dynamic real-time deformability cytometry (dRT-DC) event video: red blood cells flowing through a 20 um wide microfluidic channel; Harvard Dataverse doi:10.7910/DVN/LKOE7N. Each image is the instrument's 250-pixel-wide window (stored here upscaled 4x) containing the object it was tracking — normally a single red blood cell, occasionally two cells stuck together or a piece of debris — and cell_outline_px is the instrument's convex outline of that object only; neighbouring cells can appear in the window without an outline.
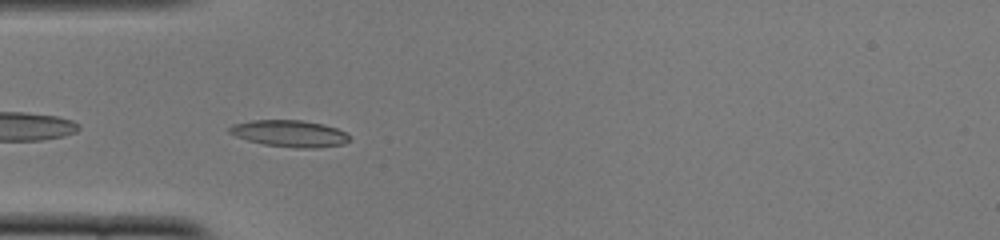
{"species": "common noctule bat (a hibernating species)", "species_latin": "Nyctalus noctula", "temperature_condition": "cold", "stored_images_in_passage": 38, "camera_frame_rate_fps": 3000, "um_per_image_px": 0.085, "animal": {"sex": "female", "body_mass_g": 22.0, "forearm_length_mm": 56.7}, "frame": {"image": 1, "passage_image": 2, "time_ms": 0.333, "image_size_px": [1000, 240], "cell_outline_px": [[348, 140], [344, 144], [316, 148], [296, 148], [264, 144], [248, 140], [236, 136], [228, 132], [228, 128], [232, 124], [252, 120], [300, 120], [324, 124], [336, 128], [344, 132], [348, 136]], "centroid_in_image_um": [24.59, 11.34], "position_along_channel_um": 60.4, "area_um2": 18.55}}
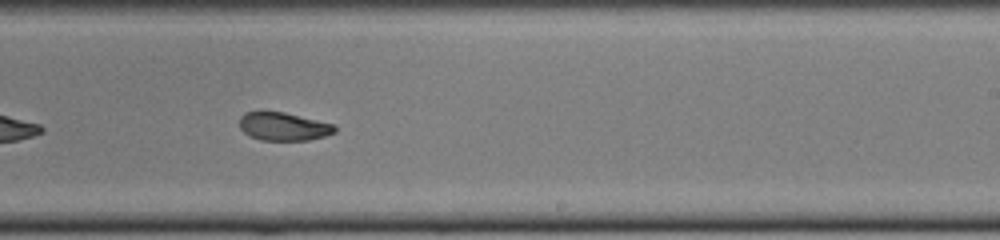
{"frame": {"image": 2, "passage_image": 18, "time_ms": 5.667, "image_size_px": [1000, 240], "cell_outline_px": [[336, 132], [324, 136], [308, 140], [260, 140], [248, 136], [240, 128], [240, 116], [244, 112], [260, 108], [284, 112], [336, 124]], "centroid_in_image_um": [24.04, 10.71], "position_along_channel_um": 265.0, "area_um2": 16.3}}
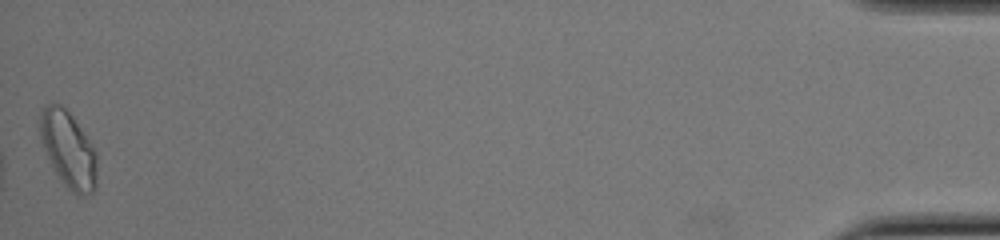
{"frame": {"image": 3, "passage_image": 38, "time_ms": 12.333, "image_size_px": [1000, 240], "cell_outline_px": [[96, 188], [92, 192], [84, 196], [80, 196], [72, 192], [60, 180], [44, 148], [40, 136], [40, 116], [44, 104], [60, 104], [72, 116], [96, 152]], "centroid_in_image_um": [5.81, 12.73], "position_along_channel_um": 429.4, "area_um2": 24.8}, "authors_computed_cell_mechanics": {"area_um2": 17.3689, "velocity_mm_per_s": 3.8755, "shape_relaxation_time_tau1_ms": 5.0237, "shape_relaxation_time_tau2_ms": 3.9925, "deformation_change_tau1": 0.1518, "deformation_change_tau2": 0.087}}